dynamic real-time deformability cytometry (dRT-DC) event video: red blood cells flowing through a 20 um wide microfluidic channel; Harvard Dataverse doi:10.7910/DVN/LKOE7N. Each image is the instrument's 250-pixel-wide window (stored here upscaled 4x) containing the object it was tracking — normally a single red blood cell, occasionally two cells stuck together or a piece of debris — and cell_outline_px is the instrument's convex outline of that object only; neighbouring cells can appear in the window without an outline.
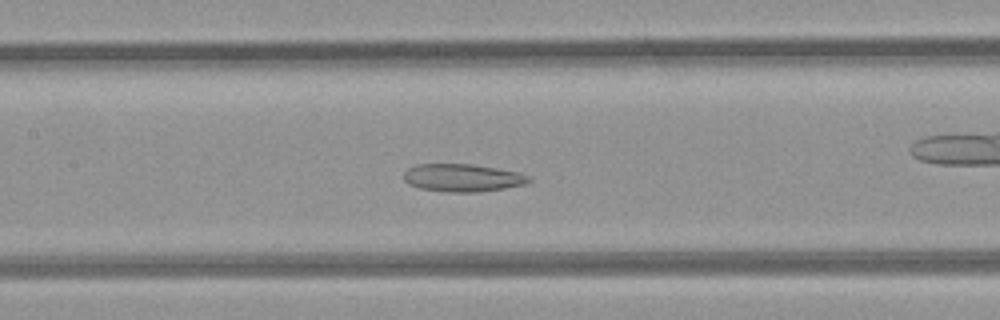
{"species": "common noctule bat (a hibernating species)", "species_latin": "Nyctalus noctula", "temperature_condition": "room temperature", "stored_images_in_passage": 46, "camera_frame_rate_fps": 3000, "um_per_image_px": 0.085, "animal": {"sex": "female", "body_mass_g": 21.9}, "frame": {"image": 1, "passage_image": 19, "time_ms": 6.0, "image_size_px": [1000, 320], "cell_outline_px": [[532, 180], [524, 184], [504, 188], [476, 192], [448, 192], [420, 188], [408, 184], [404, 180], [404, 172], [408, 168], [416, 164], [472, 164], [496, 168], [516, 172], [532, 176]], "centroid_in_image_um": [39.3, 15.11], "position_along_channel_um": 168.1, "area_um2": 20.17}}
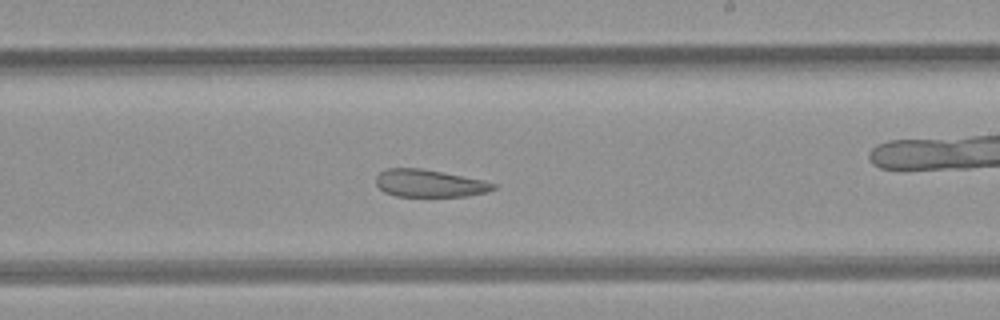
{"frame": {"image": 2, "passage_image": 25, "time_ms": 8.0, "image_size_px": [1000, 320], "cell_outline_px": [[496, 188], [488, 192], [468, 196], [396, 196], [384, 192], [376, 184], [376, 176], [380, 172], [388, 168], [420, 168], [484, 180], [496, 184]], "centroid_in_image_um": [36.51, 15.59], "position_along_channel_um": 252.5, "area_um2": 18.73}}
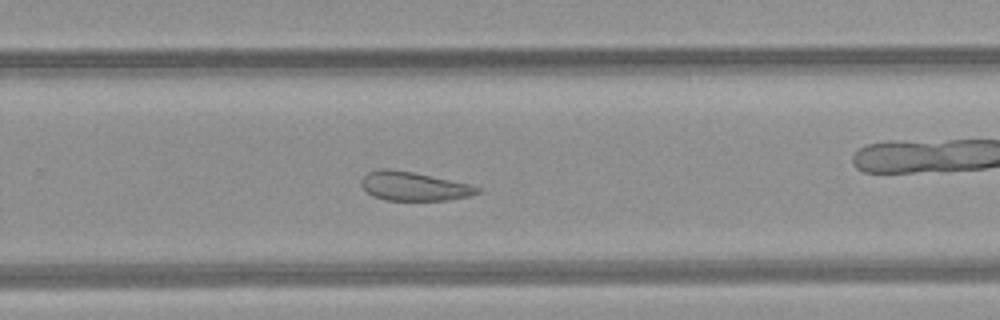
{"frame": {"image": 3, "passage_image": 28, "time_ms": 9.0, "image_size_px": [1000, 320], "cell_outline_px": [[480, 192], [468, 196], [448, 200], [384, 200], [372, 196], [360, 184], [360, 180], [368, 172], [380, 168], [388, 168], [412, 172], [472, 184], [480, 188]], "centroid_in_image_um": [35.16, 15.83], "position_along_channel_um": 294.6, "area_um2": 19.54}, "authors_computed_cell_mechanics": {"area_um2": 24.8251, "velocity_mm_per_s": 4.2346, "shape_relaxation_time_tau1_ms": null, "shape_relaxation_time_tau2_ms": 4.8608, "deformation_change_tau1": null, "deformation_change_tau2": 0.1287}}